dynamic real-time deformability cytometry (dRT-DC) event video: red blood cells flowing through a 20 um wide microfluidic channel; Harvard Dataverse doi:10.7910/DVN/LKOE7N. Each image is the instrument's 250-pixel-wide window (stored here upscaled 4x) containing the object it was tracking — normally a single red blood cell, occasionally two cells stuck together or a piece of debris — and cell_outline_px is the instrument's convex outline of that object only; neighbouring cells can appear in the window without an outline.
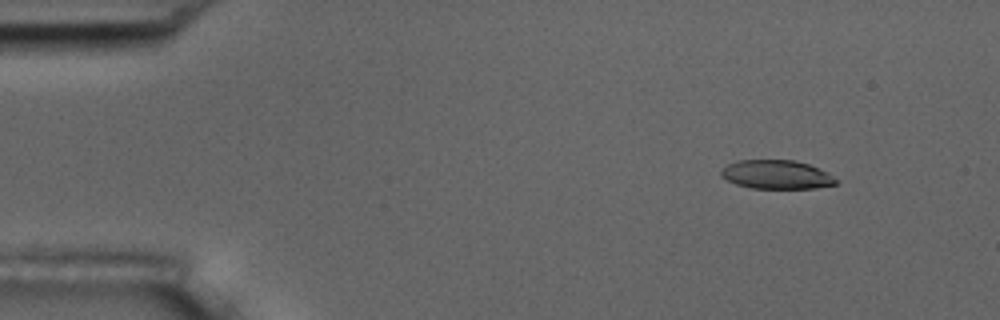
{"species": "common noctule bat (a hibernating species)", "species_latin": "Nyctalus noctula", "temperature_condition": "room temperature", "stored_images_in_passage": 4, "camera_frame_rate_fps": 3000, "um_per_image_px": 0.085, "animal": {"sex": "male", "body_mass_g": 17.5, "forearm_length_mm": 52.3}, "frame": {"image": 1, "passage_image": 1, "time_ms": 0.0, "image_size_px": [1000, 320], "cell_outline_px": [[840, 180], [836, 184], [816, 188], [752, 188], [736, 184], [720, 176], [720, 172], [728, 164], [736, 160], [796, 160], [808, 164]], "centroid_in_image_um": [65.99, 14.84], "position_along_channel_um": 19.0, "area_um2": 19.13}}
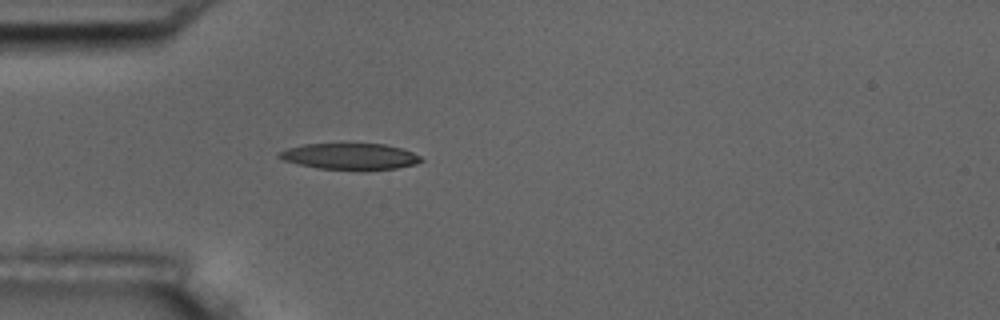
{"frame": {"image": 2, "passage_image": 4, "time_ms": 3.333, "image_size_px": [1000, 320], "cell_outline_px": [[424, 160], [416, 164], [396, 168], [316, 168], [284, 160], [276, 156], [276, 152], [288, 148], [304, 144], [384, 144], [404, 148], [420, 156]], "centroid_in_image_um": [29.74, 13.26], "position_along_channel_um": 55.3, "area_um2": 21.15}}